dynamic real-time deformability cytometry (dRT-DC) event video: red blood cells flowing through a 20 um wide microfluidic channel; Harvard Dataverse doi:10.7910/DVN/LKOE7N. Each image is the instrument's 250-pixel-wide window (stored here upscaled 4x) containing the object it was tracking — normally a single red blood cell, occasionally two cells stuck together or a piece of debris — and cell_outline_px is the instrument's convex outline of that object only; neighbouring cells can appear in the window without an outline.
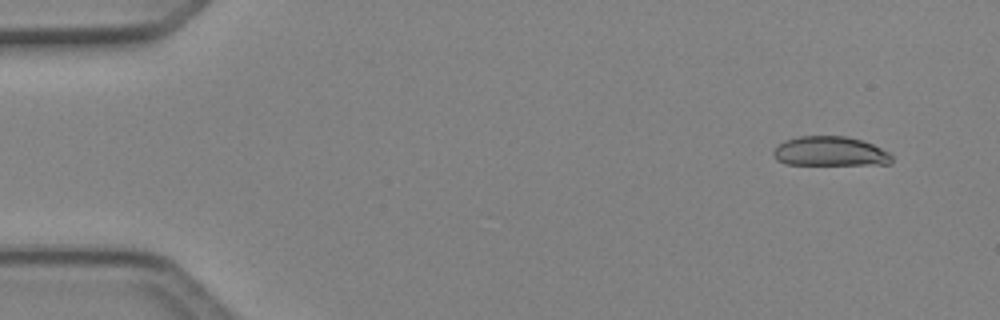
{"species": "Egyptian fruit bat (a non-hibernating species)", "species_latin": "Rousettus aegyptiacus", "temperature_condition": "cold", "stored_images_in_passage": 5, "camera_frame_rate_fps": 3000, "um_per_image_px": 0.085, "animal": {"sex": "female"}, "frame": {"image": 1, "passage_image": 1, "time_ms": 0.0, "image_size_px": [1000, 320], "cell_outline_px": [[892, 164], [784, 164], [776, 160], [772, 152], [784, 140], [800, 136], [844, 136], [860, 140], [872, 144], [888, 152], [892, 156]], "centroid_in_image_um": [70.53, 12.87], "position_along_channel_um": 14.5, "area_um2": 20.17}}
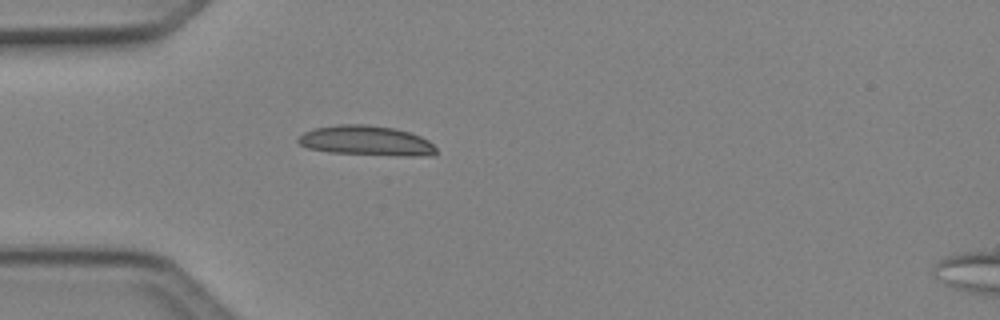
{"frame": {"image": 2, "passage_image": 4, "time_ms": 1.0, "image_size_px": [1000, 320], "cell_outline_px": [[436, 156], [396, 156], [332, 152], [308, 148], [300, 144], [296, 140], [304, 132], [312, 128], [336, 124], [368, 124], [392, 128], [408, 132], [420, 136], [428, 140], [436, 148]], "centroid_in_image_um": [31.15, 11.96], "position_along_channel_um": 53.9, "area_um2": 24.16}}